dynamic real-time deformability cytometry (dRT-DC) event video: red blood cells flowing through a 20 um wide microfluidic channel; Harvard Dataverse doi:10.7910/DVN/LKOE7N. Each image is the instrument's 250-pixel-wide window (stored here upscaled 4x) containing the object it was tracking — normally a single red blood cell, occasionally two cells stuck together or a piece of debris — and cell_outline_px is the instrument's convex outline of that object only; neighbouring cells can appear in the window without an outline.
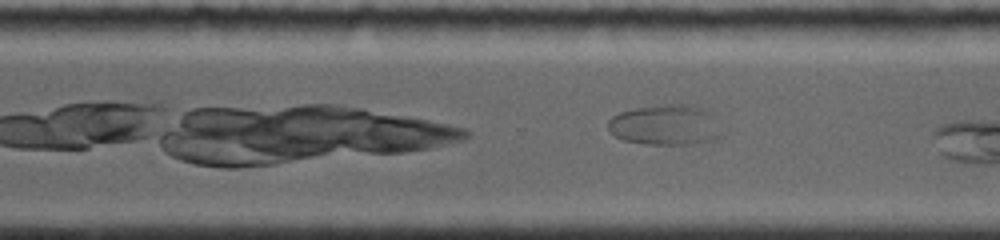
{"species": "common noctule bat (a hibernating species)", "species_latin": "Nyctalus noctula", "temperature_condition": "room temperature", "stored_images_in_passage": 43, "camera_frame_rate_fps": 4000, "um_per_image_px": 0.085, "animal": {"sex": "female", "body_mass_g": 19.0, "forearm_length_mm": 56.7}, "frame": {"image": 1, "passage_image": 25, "time_ms": 6.5, "image_size_px": [1000, 240], "cell_outline_px": [[728, 132], [720, 136], [708, 140], [692, 144], [644, 144], [624, 140], [616, 136], [608, 128], [608, 120], [612, 116], [620, 112], [636, 108], [672, 104], [684, 104], [704, 108], [712, 112]], "centroid_in_image_um": [56.66, 10.62], "position_along_channel_um": 313.9, "area_um2": 27.11}}